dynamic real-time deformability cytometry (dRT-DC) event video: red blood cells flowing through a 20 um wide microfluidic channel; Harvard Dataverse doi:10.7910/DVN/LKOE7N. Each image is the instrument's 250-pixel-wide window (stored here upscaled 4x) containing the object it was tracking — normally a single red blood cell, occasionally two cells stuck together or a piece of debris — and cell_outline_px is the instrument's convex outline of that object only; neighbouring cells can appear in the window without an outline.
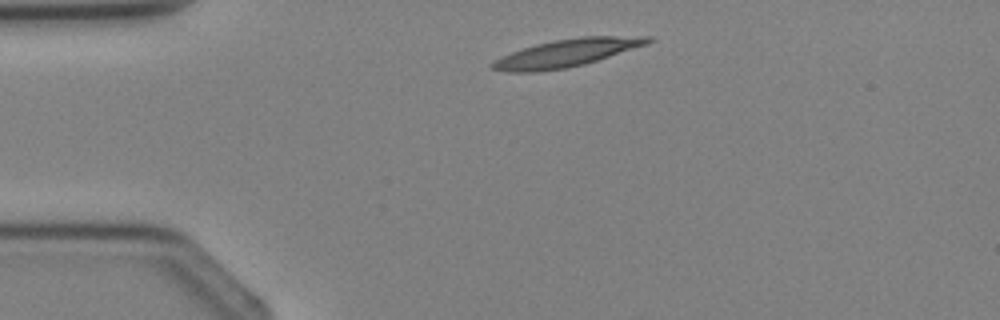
{"species": "Egyptian fruit bat (a non-hibernating species)", "species_latin": "Rousettus aegyptiacus", "temperature_condition": "cold", "stored_images_in_passage": 2, "camera_frame_rate_fps": 3000, "um_per_image_px": 0.085, "animal": {"sex": "female"}, "frame": {"image": 1, "passage_image": 1, "time_ms": 0.0, "image_size_px": [1000, 320], "cell_outline_px": [[656, 40], [648, 44], [584, 64], [564, 68], [540, 72], [508, 72], [492, 68], [488, 64], [512, 52], [536, 44], [556, 40], [580, 36], [652, 36]], "centroid_in_image_um": [48.22, 4.5], "position_along_channel_um": 36.8, "area_um2": 24.85}}